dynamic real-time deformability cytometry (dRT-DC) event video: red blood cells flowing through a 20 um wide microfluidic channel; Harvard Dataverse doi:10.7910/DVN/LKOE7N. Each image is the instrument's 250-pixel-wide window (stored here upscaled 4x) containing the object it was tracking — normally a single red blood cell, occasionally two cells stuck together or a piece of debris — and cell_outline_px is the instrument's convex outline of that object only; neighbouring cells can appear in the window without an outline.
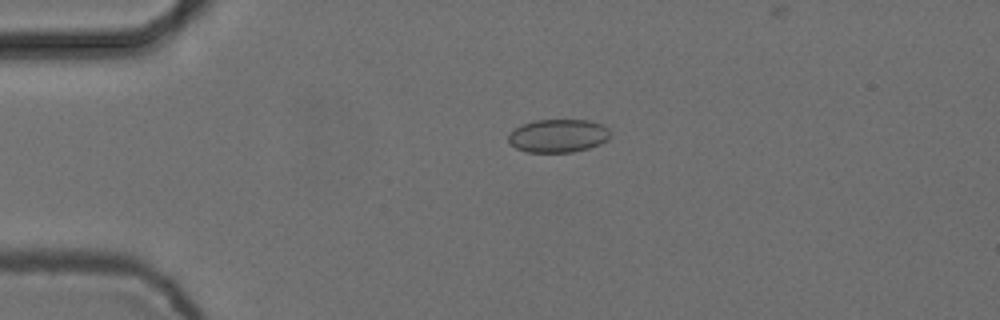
{"species": "common noctule bat (a hibernating species)", "species_latin": "Nyctalus noctula", "temperature_condition": "cold", "stored_images_in_passage": 5, "camera_frame_rate_fps": 3000, "um_per_image_px": 0.085, "animal": {"sex": "female", "body_mass_g": 24.6, "forearm_length_mm": 56.2}, "frame": {"image": 1, "passage_image": 4, "time_ms": 1.0, "image_size_px": [1000, 320], "cell_outline_px": [[612, 132], [608, 140], [600, 144], [588, 148], [572, 152], [528, 152], [516, 148], [508, 140], [508, 132], [524, 124], [536, 120], [588, 120], [600, 124], [608, 128]], "centroid_in_image_um": [47.47, 11.54], "position_along_channel_um": 37.5, "area_um2": 19.71}}